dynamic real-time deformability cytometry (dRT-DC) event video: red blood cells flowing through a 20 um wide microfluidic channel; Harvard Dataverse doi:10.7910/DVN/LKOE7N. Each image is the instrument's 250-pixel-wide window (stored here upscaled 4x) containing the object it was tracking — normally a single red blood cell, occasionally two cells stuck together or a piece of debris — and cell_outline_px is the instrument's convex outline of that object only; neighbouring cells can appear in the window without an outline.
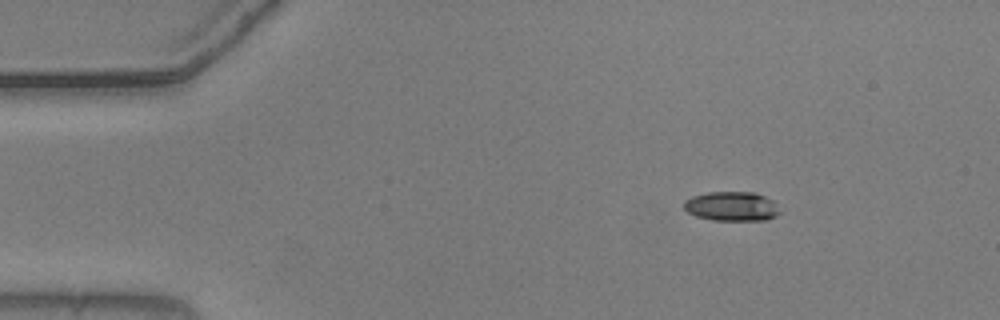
{"species": "common noctule bat (a hibernating species)", "species_latin": "Nyctalus noctula", "temperature_condition": "warm", "stored_images_in_passage": 14, "camera_frame_rate_fps": 3000, "um_per_image_px": 0.085, "animal": {"sex": "male", "body_mass_g": 20.5, "forearm_length_mm": 52.5}, "frame": {"image": 1, "passage_image": 1, "time_ms": 0.0, "image_size_px": [1000, 320], "cell_outline_px": [[780, 212], [776, 216], [768, 220], [712, 220], [696, 216], [688, 212], [684, 208], [684, 200], [692, 196], [708, 192], [756, 192], [772, 200], [776, 204]], "centroid_in_image_um": [62.2, 17.53], "position_along_channel_um": 22.8, "area_um2": 16.47}}
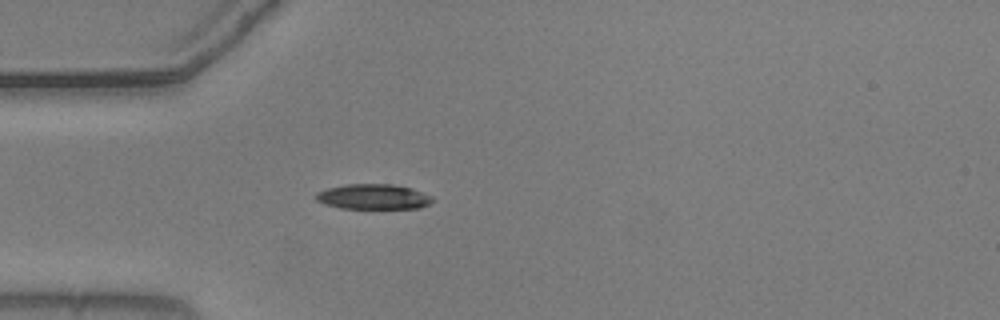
{"frame": {"image": 2, "passage_image": 9, "time_ms": 2.667, "image_size_px": [1000, 320], "cell_outline_px": [[436, 200], [420, 208], [340, 208], [324, 204], [316, 200], [316, 192], [328, 188], [348, 184], [392, 184], [412, 188], [432, 196]], "centroid_in_image_um": [31.75, 16.72], "position_along_channel_um": 53.2, "area_um2": 17.11}}